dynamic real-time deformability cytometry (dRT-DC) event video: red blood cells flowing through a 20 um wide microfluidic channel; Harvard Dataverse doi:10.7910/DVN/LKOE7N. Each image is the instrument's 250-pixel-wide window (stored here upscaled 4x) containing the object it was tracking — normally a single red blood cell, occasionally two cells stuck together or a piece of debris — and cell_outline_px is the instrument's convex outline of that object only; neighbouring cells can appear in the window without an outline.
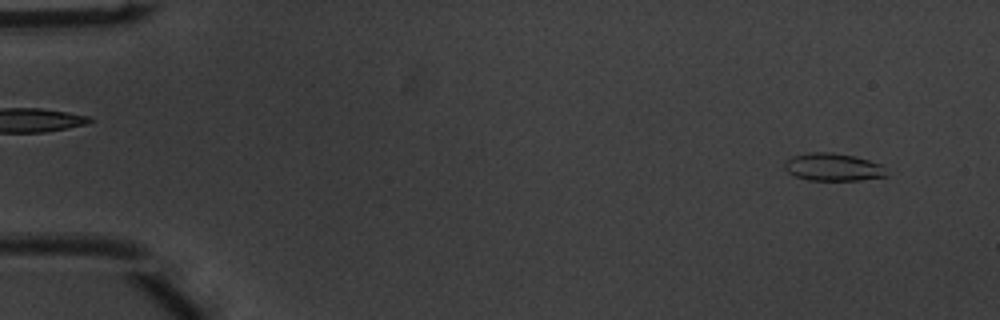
{"species": "common noctule bat (a hibernating species)", "species_latin": "Nyctalus noctula", "temperature_condition": "warm", "stored_images_in_passage": 14, "camera_frame_rate_fps": 3000, "um_per_image_px": 0.085, "animal": {"sex": "male", "body_mass_g": 20.1, "forearm_length_mm": 53.5}, "frame": {"image": 1, "passage_image": 3, "time_ms": 0.667, "image_size_px": [1000, 320], "cell_outline_px": [[888, 176], [860, 180], [808, 180], [796, 176], [788, 172], [784, 168], [784, 160], [792, 156], [808, 152], [832, 152], [856, 156], [880, 164]], "centroid_in_image_um": [70.77, 14.19], "position_along_channel_um": 14.2, "area_um2": 16.47}}